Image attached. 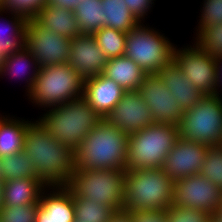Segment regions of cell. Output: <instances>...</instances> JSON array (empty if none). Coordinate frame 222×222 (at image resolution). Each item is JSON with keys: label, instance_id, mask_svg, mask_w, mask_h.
<instances>
[{"label": "cell", "instance_id": "obj_25", "mask_svg": "<svg viewBox=\"0 0 222 222\" xmlns=\"http://www.w3.org/2000/svg\"><path fill=\"white\" fill-rule=\"evenodd\" d=\"M29 122V120L10 117V115L3 119L0 123V158L23 150L24 135Z\"/></svg>", "mask_w": 222, "mask_h": 222}, {"label": "cell", "instance_id": "obj_34", "mask_svg": "<svg viewBox=\"0 0 222 222\" xmlns=\"http://www.w3.org/2000/svg\"><path fill=\"white\" fill-rule=\"evenodd\" d=\"M37 205L6 207L0 210V222H35Z\"/></svg>", "mask_w": 222, "mask_h": 222}, {"label": "cell", "instance_id": "obj_45", "mask_svg": "<svg viewBox=\"0 0 222 222\" xmlns=\"http://www.w3.org/2000/svg\"><path fill=\"white\" fill-rule=\"evenodd\" d=\"M209 222H220V221L214 215H211Z\"/></svg>", "mask_w": 222, "mask_h": 222}, {"label": "cell", "instance_id": "obj_23", "mask_svg": "<svg viewBox=\"0 0 222 222\" xmlns=\"http://www.w3.org/2000/svg\"><path fill=\"white\" fill-rule=\"evenodd\" d=\"M39 68L40 67L34 59L33 55L24 45L21 49L5 59L2 65L0 76L4 77L8 75L9 78H18V80H22L24 77L23 80L25 79L27 84L26 94L28 95L39 72Z\"/></svg>", "mask_w": 222, "mask_h": 222}, {"label": "cell", "instance_id": "obj_16", "mask_svg": "<svg viewBox=\"0 0 222 222\" xmlns=\"http://www.w3.org/2000/svg\"><path fill=\"white\" fill-rule=\"evenodd\" d=\"M108 60L93 35L82 34L71 39L67 64L77 71L83 80L103 74Z\"/></svg>", "mask_w": 222, "mask_h": 222}, {"label": "cell", "instance_id": "obj_9", "mask_svg": "<svg viewBox=\"0 0 222 222\" xmlns=\"http://www.w3.org/2000/svg\"><path fill=\"white\" fill-rule=\"evenodd\" d=\"M173 44L156 28L140 23L127 33L124 56L132 59L146 74H157L173 59Z\"/></svg>", "mask_w": 222, "mask_h": 222}, {"label": "cell", "instance_id": "obj_26", "mask_svg": "<svg viewBox=\"0 0 222 222\" xmlns=\"http://www.w3.org/2000/svg\"><path fill=\"white\" fill-rule=\"evenodd\" d=\"M102 6L104 27L128 33L140 24L124 0H102Z\"/></svg>", "mask_w": 222, "mask_h": 222}, {"label": "cell", "instance_id": "obj_35", "mask_svg": "<svg viewBox=\"0 0 222 222\" xmlns=\"http://www.w3.org/2000/svg\"><path fill=\"white\" fill-rule=\"evenodd\" d=\"M203 7L200 9V21L196 26V33L207 26L222 24V0H203Z\"/></svg>", "mask_w": 222, "mask_h": 222}, {"label": "cell", "instance_id": "obj_8", "mask_svg": "<svg viewBox=\"0 0 222 222\" xmlns=\"http://www.w3.org/2000/svg\"><path fill=\"white\" fill-rule=\"evenodd\" d=\"M220 95V96H219ZM206 95L200 102L184 111L179 136L204 145H222V96Z\"/></svg>", "mask_w": 222, "mask_h": 222}, {"label": "cell", "instance_id": "obj_46", "mask_svg": "<svg viewBox=\"0 0 222 222\" xmlns=\"http://www.w3.org/2000/svg\"><path fill=\"white\" fill-rule=\"evenodd\" d=\"M6 116H7V115L4 116V115H1V114H0V123L3 121V119H4Z\"/></svg>", "mask_w": 222, "mask_h": 222}, {"label": "cell", "instance_id": "obj_1", "mask_svg": "<svg viewBox=\"0 0 222 222\" xmlns=\"http://www.w3.org/2000/svg\"><path fill=\"white\" fill-rule=\"evenodd\" d=\"M23 151L46 187L67 186L71 181L76 170L75 151L53 138L38 120L28 124Z\"/></svg>", "mask_w": 222, "mask_h": 222}, {"label": "cell", "instance_id": "obj_20", "mask_svg": "<svg viewBox=\"0 0 222 222\" xmlns=\"http://www.w3.org/2000/svg\"><path fill=\"white\" fill-rule=\"evenodd\" d=\"M33 19L43 28L69 39L82 35L75 13L67 8L46 4Z\"/></svg>", "mask_w": 222, "mask_h": 222}, {"label": "cell", "instance_id": "obj_15", "mask_svg": "<svg viewBox=\"0 0 222 222\" xmlns=\"http://www.w3.org/2000/svg\"><path fill=\"white\" fill-rule=\"evenodd\" d=\"M210 146L181 137L165 157L162 168L173 180L198 175Z\"/></svg>", "mask_w": 222, "mask_h": 222}, {"label": "cell", "instance_id": "obj_29", "mask_svg": "<svg viewBox=\"0 0 222 222\" xmlns=\"http://www.w3.org/2000/svg\"><path fill=\"white\" fill-rule=\"evenodd\" d=\"M92 35L108 59L124 56L127 33L102 27Z\"/></svg>", "mask_w": 222, "mask_h": 222}, {"label": "cell", "instance_id": "obj_19", "mask_svg": "<svg viewBox=\"0 0 222 222\" xmlns=\"http://www.w3.org/2000/svg\"><path fill=\"white\" fill-rule=\"evenodd\" d=\"M157 74L168 90L175 96L176 102L183 111L192 108L206 96L184 76L183 71L174 59Z\"/></svg>", "mask_w": 222, "mask_h": 222}, {"label": "cell", "instance_id": "obj_47", "mask_svg": "<svg viewBox=\"0 0 222 222\" xmlns=\"http://www.w3.org/2000/svg\"><path fill=\"white\" fill-rule=\"evenodd\" d=\"M3 0H0V9L2 8Z\"/></svg>", "mask_w": 222, "mask_h": 222}, {"label": "cell", "instance_id": "obj_38", "mask_svg": "<svg viewBox=\"0 0 222 222\" xmlns=\"http://www.w3.org/2000/svg\"><path fill=\"white\" fill-rule=\"evenodd\" d=\"M128 9L132 12V14L136 17V19L142 23H144L145 16H147L152 8L153 1L155 0H124Z\"/></svg>", "mask_w": 222, "mask_h": 222}, {"label": "cell", "instance_id": "obj_33", "mask_svg": "<svg viewBox=\"0 0 222 222\" xmlns=\"http://www.w3.org/2000/svg\"><path fill=\"white\" fill-rule=\"evenodd\" d=\"M47 4V0H3L2 10L12 12L33 19Z\"/></svg>", "mask_w": 222, "mask_h": 222}, {"label": "cell", "instance_id": "obj_11", "mask_svg": "<svg viewBox=\"0 0 222 222\" xmlns=\"http://www.w3.org/2000/svg\"><path fill=\"white\" fill-rule=\"evenodd\" d=\"M25 46L42 68L67 63L71 39L47 30L34 19H29L26 26Z\"/></svg>", "mask_w": 222, "mask_h": 222}, {"label": "cell", "instance_id": "obj_40", "mask_svg": "<svg viewBox=\"0 0 222 222\" xmlns=\"http://www.w3.org/2000/svg\"><path fill=\"white\" fill-rule=\"evenodd\" d=\"M108 222H132L131 211H115Z\"/></svg>", "mask_w": 222, "mask_h": 222}, {"label": "cell", "instance_id": "obj_24", "mask_svg": "<svg viewBox=\"0 0 222 222\" xmlns=\"http://www.w3.org/2000/svg\"><path fill=\"white\" fill-rule=\"evenodd\" d=\"M2 13H8L10 19L0 21V53L7 58L25 45L28 19L22 15L0 9V16H3ZM10 14L12 18H10Z\"/></svg>", "mask_w": 222, "mask_h": 222}, {"label": "cell", "instance_id": "obj_7", "mask_svg": "<svg viewBox=\"0 0 222 222\" xmlns=\"http://www.w3.org/2000/svg\"><path fill=\"white\" fill-rule=\"evenodd\" d=\"M127 170H75L67 187L73 198H87L115 211L124 210Z\"/></svg>", "mask_w": 222, "mask_h": 222}, {"label": "cell", "instance_id": "obj_10", "mask_svg": "<svg viewBox=\"0 0 222 222\" xmlns=\"http://www.w3.org/2000/svg\"><path fill=\"white\" fill-rule=\"evenodd\" d=\"M174 47L173 59L180 66L184 76L205 95L220 94L217 78V60L203 51L196 43Z\"/></svg>", "mask_w": 222, "mask_h": 222}, {"label": "cell", "instance_id": "obj_2", "mask_svg": "<svg viewBox=\"0 0 222 222\" xmlns=\"http://www.w3.org/2000/svg\"><path fill=\"white\" fill-rule=\"evenodd\" d=\"M129 135L102 121L75 150L76 170H125Z\"/></svg>", "mask_w": 222, "mask_h": 222}, {"label": "cell", "instance_id": "obj_37", "mask_svg": "<svg viewBox=\"0 0 222 222\" xmlns=\"http://www.w3.org/2000/svg\"><path fill=\"white\" fill-rule=\"evenodd\" d=\"M132 222H168L167 210H138L131 212Z\"/></svg>", "mask_w": 222, "mask_h": 222}, {"label": "cell", "instance_id": "obj_36", "mask_svg": "<svg viewBox=\"0 0 222 222\" xmlns=\"http://www.w3.org/2000/svg\"><path fill=\"white\" fill-rule=\"evenodd\" d=\"M210 214L200 209L182 208L171 205L167 209L168 222H209Z\"/></svg>", "mask_w": 222, "mask_h": 222}, {"label": "cell", "instance_id": "obj_18", "mask_svg": "<svg viewBox=\"0 0 222 222\" xmlns=\"http://www.w3.org/2000/svg\"><path fill=\"white\" fill-rule=\"evenodd\" d=\"M126 90L103 74L84 80L83 98L89 106L105 119Z\"/></svg>", "mask_w": 222, "mask_h": 222}, {"label": "cell", "instance_id": "obj_21", "mask_svg": "<svg viewBox=\"0 0 222 222\" xmlns=\"http://www.w3.org/2000/svg\"><path fill=\"white\" fill-rule=\"evenodd\" d=\"M45 188L39 179L20 178L4 181L3 206L38 205Z\"/></svg>", "mask_w": 222, "mask_h": 222}, {"label": "cell", "instance_id": "obj_17", "mask_svg": "<svg viewBox=\"0 0 222 222\" xmlns=\"http://www.w3.org/2000/svg\"><path fill=\"white\" fill-rule=\"evenodd\" d=\"M74 221L75 208L71 190L67 186L46 187L37 205L35 222Z\"/></svg>", "mask_w": 222, "mask_h": 222}, {"label": "cell", "instance_id": "obj_4", "mask_svg": "<svg viewBox=\"0 0 222 222\" xmlns=\"http://www.w3.org/2000/svg\"><path fill=\"white\" fill-rule=\"evenodd\" d=\"M124 210H167L173 203L174 181L163 168L127 170Z\"/></svg>", "mask_w": 222, "mask_h": 222}, {"label": "cell", "instance_id": "obj_42", "mask_svg": "<svg viewBox=\"0 0 222 222\" xmlns=\"http://www.w3.org/2000/svg\"><path fill=\"white\" fill-rule=\"evenodd\" d=\"M3 184H4V181L0 179V210L3 207V197H4Z\"/></svg>", "mask_w": 222, "mask_h": 222}, {"label": "cell", "instance_id": "obj_3", "mask_svg": "<svg viewBox=\"0 0 222 222\" xmlns=\"http://www.w3.org/2000/svg\"><path fill=\"white\" fill-rule=\"evenodd\" d=\"M46 111L39 117V123L53 138L74 151L89 132L102 121V117L83 97L51 107Z\"/></svg>", "mask_w": 222, "mask_h": 222}, {"label": "cell", "instance_id": "obj_12", "mask_svg": "<svg viewBox=\"0 0 222 222\" xmlns=\"http://www.w3.org/2000/svg\"><path fill=\"white\" fill-rule=\"evenodd\" d=\"M172 205L214 215L222 205V189L200 174L178 179L174 181Z\"/></svg>", "mask_w": 222, "mask_h": 222}, {"label": "cell", "instance_id": "obj_44", "mask_svg": "<svg viewBox=\"0 0 222 222\" xmlns=\"http://www.w3.org/2000/svg\"><path fill=\"white\" fill-rule=\"evenodd\" d=\"M5 57L0 53V75H1V70H2V65H3V62L5 61ZM1 78V76H0Z\"/></svg>", "mask_w": 222, "mask_h": 222}, {"label": "cell", "instance_id": "obj_31", "mask_svg": "<svg viewBox=\"0 0 222 222\" xmlns=\"http://www.w3.org/2000/svg\"><path fill=\"white\" fill-rule=\"evenodd\" d=\"M196 34L194 43L211 57L222 56V24L207 26Z\"/></svg>", "mask_w": 222, "mask_h": 222}, {"label": "cell", "instance_id": "obj_39", "mask_svg": "<svg viewBox=\"0 0 222 222\" xmlns=\"http://www.w3.org/2000/svg\"><path fill=\"white\" fill-rule=\"evenodd\" d=\"M81 0H47V4L74 10Z\"/></svg>", "mask_w": 222, "mask_h": 222}, {"label": "cell", "instance_id": "obj_43", "mask_svg": "<svg viewBox=\"0 0 222 222\" xmlns=\"http://www.w3.org/2000/svg\"><path fill=\"white\" fill-rule=\"evenodd\" d=\"M214 216L222 222V205L215 211Z\"/></svg>", "mask_w": 222, "mask_h": 222}, {"label": "cell", "instance_id": "obj_30", "mask_svg": "<svg viewBox=\"0 0 222 222\" xmlns=\"http://www.w3.org/2000/svg\"><path fill=\"white\" fill-rule=\"evenodd\" d=\"M75 219L80 222H108L115 210L87 198H73Z\"/></svg>", "mask_w": 222, "mask_h": 222}, {"label": "cell", "instance_id": "obj_28", "mask_svg": "<svg viewBox=\"0 0 222 222\" xmlns=\"http://www.w3.org/2000/svg\"><path fill=\"white\" fill-rule=\"evenodd\" d=\"M0 173L3 181L20 178L38 179L31 159L23 150L0 158Z\"/></svg>", "mask_w": 222, "mask_h": 222}, {"label": "cell", "instance_id": "obj_14", "mask_svg": "<svg viewBox=\"0 0 222 222\" xmlns=\"http://www.w3.org/2000/svg\"><path fill=\"white\" fill-rule=\"evenodd\" d=\"M105 120L128 135L155 123L138 89L125 91Z\"/></svg>", "mask_w": 222, "mask_h": 222}, {"label": "cell", "instance_id": "obj_32", "mask_svg": "<svg viewBox=\"0 0 222 222\" xmlns=\"http://www.w3.org/2000/svg\"><path fill=\"white\" fill-rule=\"evenodd\" d=\"M199 174L222 189V145L209 148Z\"/></svg>", "mask_w": 222, "mask_h": 222}, {"label": "cell", "instance_id": "obj_6", "mask_svg": "<svg viewBox=\"0 0 222 222\" xmlns=\"http://www.w3.org/2000/svg\"><path fill=\"white\" fill-rule=\"evenodd\" d=\"M79 73L67 63L39 68L28 99L44 110L83 97Z\"/></svg>", "mask_w": 222, "mask_h": 222}, {"label": "cell", "instance_id": "obj_5", "mask_svg": "<svg viewBox=\"0 0 222 222\" xmlns=\"http://www.w3.org/2000/svg\"><path fill=\"white\" fill-rule=\"evenodd\" d=\"M179 137L178 126L161 123L129 134L126 170L161 168Z\"/></svg>", "mask_w": 222, "mask_h": 222}, {"label": "cell", "instance_id": "obj_27", "mask_svg": "<svg viewBox=\"0 0 222 222\" xmlns=\"http://www.w3.org/2000/svg\"><path fill=\"white\" fill-rule=\"evenodd\" d=\"M73 12L81 34L92 35L104 27L102 0H81Z\"/></svg>", "mask_w": 222, "mask_h": 222}, {"label": "cell", "instance_id": "obj_22", "mask_svg": "<svg viewBox=\"0 0 222 222\" xmlns=\"http://www.w3.org/2000/svg\"><path fill=\"white\" fill-rule=\"evenodd\" d=\"M103 75L129 91L139 89L147 74L132 59L121 56L108 60Z\"/></svg>", "mask_w": 222, "mask_h": 222}, {"label": "cell", "instance_id": "obj_13", "mask_svg": "<svg viewBox=\"0 0 222 222\" xmlns=\"http://www.w3.org/2000/svg\"><path fill=\"white\" fill-rule=\"evenodd\" d=\"M138 90L155 123L179 125L184 111L158 74H147Z\"/></svg>", "mask_w": 222, "mask_h": 222}, {"label": "cell", "instance_id": "obj_41", "mask_svg": "<svg viewBox=\"0 0 222 222\" xmlns=\"http://www.w3.org/2000/svg\"><path fill=\"white\" fill-rule=\"evenodd\" d=\"M217 60V78L219 87L222 85V56L216 58Z\"/></svg>", "mask_w": 222, "mask_h": 222}]
</instances>
